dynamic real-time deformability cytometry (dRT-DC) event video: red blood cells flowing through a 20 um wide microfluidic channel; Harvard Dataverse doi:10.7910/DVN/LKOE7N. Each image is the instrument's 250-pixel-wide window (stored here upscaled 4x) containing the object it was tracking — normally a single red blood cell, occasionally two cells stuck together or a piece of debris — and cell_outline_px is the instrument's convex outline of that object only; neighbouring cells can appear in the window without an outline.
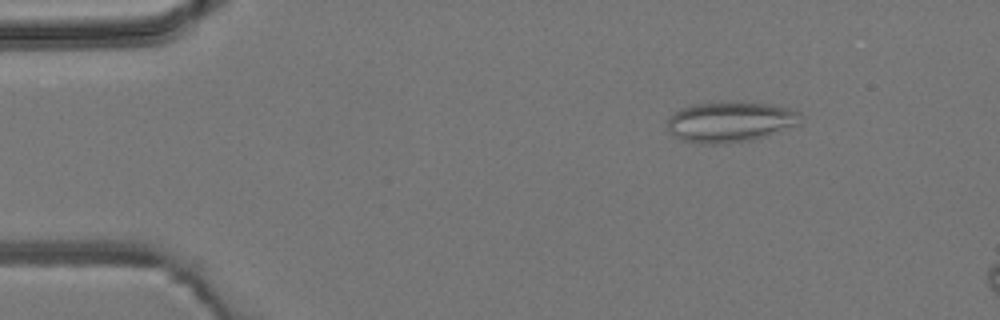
{"species": "common noctule bat (a hibernating species)", "species_latin": "Nyctalus noctula", "temperature_condition": "room temperature", "stored_images_in_passage": 3, "camera_frame_rate_fps": 3000, "um_per_image_px": 0.085, "animal": {"sex": "male", "body_mass_g": 19.2, "forearm_length_mm": 51.8}, "frame": {"image": 1, "passage_image": 1, "time_ms": 0.0, "image_size_px": [1000, 320], "cell_outline_px": [[804, 116], [800, 124], [768, 136], [752, 140], [716, 144], [700, 144], [684, 140], [672, 136], [668, 132], [668, 116], [680, 108], [692, 104], [720, 100], [740, 100], [768, 104], [788, 108], [800, 112]], "centroid_in_image_um": [62.07, 10.32], "position_along_channel_um": 22.9, "area_um2": 32.54}}